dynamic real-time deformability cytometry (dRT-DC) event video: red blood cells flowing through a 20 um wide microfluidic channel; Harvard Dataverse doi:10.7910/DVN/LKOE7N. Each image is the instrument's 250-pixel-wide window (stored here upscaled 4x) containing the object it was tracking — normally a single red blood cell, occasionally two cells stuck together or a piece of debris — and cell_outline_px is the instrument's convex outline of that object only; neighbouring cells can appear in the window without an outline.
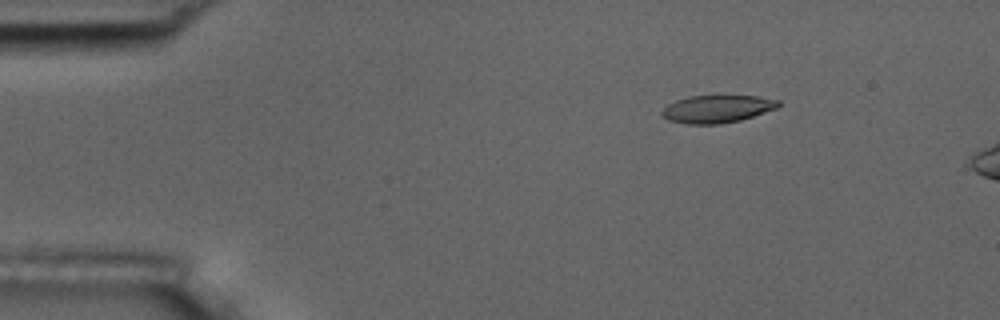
{"species": "common noctule bat (a hibernating species)", "species_latin": "Nyctalus noctula", "temperature_condition": "room temperature", "stored_images_in_passage": 14, "camera_frame_rate_fps": 3000, "um_per_image_px": 0.085, "animal": {"sex": "male", "body_mass_g": 17.5, "forearm_length_mm": 52.3}, "frame": {"image": 1, "passage_image": 8, "time_ms": 2.333, "image_size_px": [1000, 320], "cell_outline_px": [[780, 104], [776, 108], [740, 120], [720, 124], [684, 124], [668, 120], [660, 112], [668, 104], [676, 100], [688, 96], [756, 96], [780, 100]], "centroid_in_image_um": [60.92, 9.26], "position_along_channel_um": 24.1, "area_um2": 18.61}}